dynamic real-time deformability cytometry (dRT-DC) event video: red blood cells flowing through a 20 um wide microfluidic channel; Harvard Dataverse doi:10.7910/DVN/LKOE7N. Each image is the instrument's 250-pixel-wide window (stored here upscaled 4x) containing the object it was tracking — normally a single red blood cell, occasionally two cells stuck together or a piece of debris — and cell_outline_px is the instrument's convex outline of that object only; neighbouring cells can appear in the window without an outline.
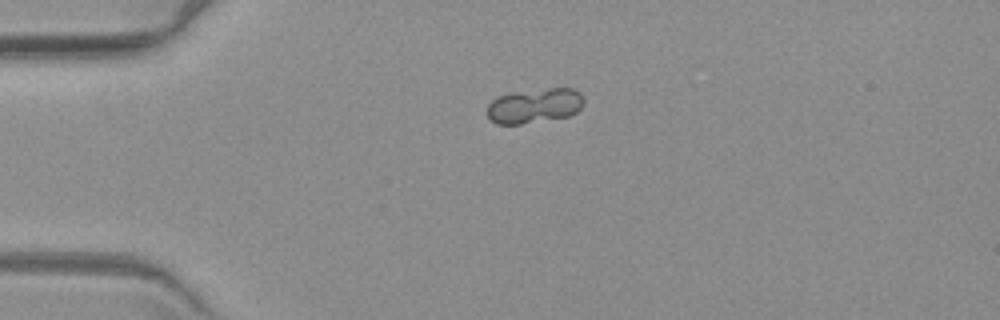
{"species": "common noctule bat (a hibernating species)", "species_latin": "Nyctalus noctula", "temperature_condition": "warm", "stored_images_in_passage": 4, "camera_frame_rate_fps": 3000, "um_per_image_px": 0.085, "animal": {"sex": "female", "body_mass_g": 19.3, "forearm_length_mm": 54.1}, "frame": {"image": 1, "passage_image": 4, "time_ms": 4.0, "image_size_px": [1000, 320], "cell_outline_px": [[584, 104], [576, 112], [568, 116], [520, 124], [496, 124], [484, 112], [488, 104], [496, 96], [512, 92], [548, 88], [572, 88], [580, 92], [584, 100]], "centroid_in_image_um": [45.4, 8.97], "position_along_channel_um": 39.6, "area_um2": 19.77}}